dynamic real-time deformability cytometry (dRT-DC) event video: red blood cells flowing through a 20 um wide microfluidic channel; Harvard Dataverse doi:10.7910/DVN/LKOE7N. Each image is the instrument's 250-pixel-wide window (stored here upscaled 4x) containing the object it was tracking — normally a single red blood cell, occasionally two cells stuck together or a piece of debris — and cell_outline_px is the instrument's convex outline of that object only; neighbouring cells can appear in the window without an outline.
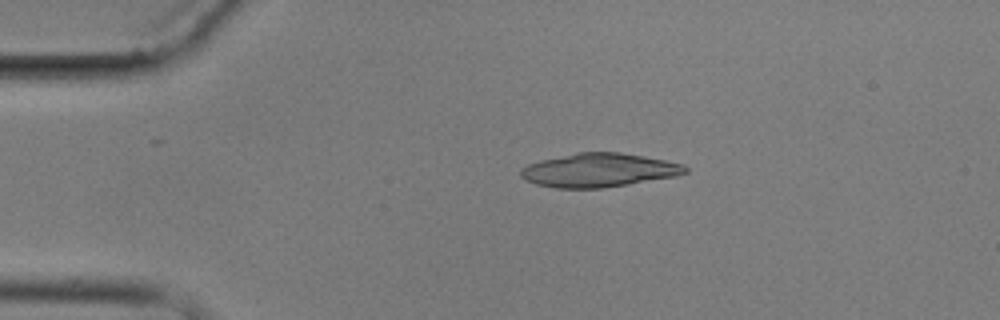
{"species": "common noctule bat (a hibernating species)", "species_latin": "Nyctalus noctula", "temperature_condition": "cold", "stored_images_in_passage": 4, "camera_frame_rate_fps": 3000, "um_per_image_px": 0.085, "animal": {"sex": "male", "body_mass_g": 17.9}, "frame": {"image": 1, "passage_image": 3, "time_ms": 2.333, "image_size_px": [1000, 320], "cell_outline_px": [[688, 172], [676, 176], [604, 188], [556, 188], [536, 184], [520, 176], [520, 168], [528, 164], [540, 160], [576, 152], [620, 152], [644, 156], [684, 164], [688, 168]], "centroid_in_image_um": [50.9, 14.46], "position_along_channel_um": 34.1, "area_um2": 32.37}}